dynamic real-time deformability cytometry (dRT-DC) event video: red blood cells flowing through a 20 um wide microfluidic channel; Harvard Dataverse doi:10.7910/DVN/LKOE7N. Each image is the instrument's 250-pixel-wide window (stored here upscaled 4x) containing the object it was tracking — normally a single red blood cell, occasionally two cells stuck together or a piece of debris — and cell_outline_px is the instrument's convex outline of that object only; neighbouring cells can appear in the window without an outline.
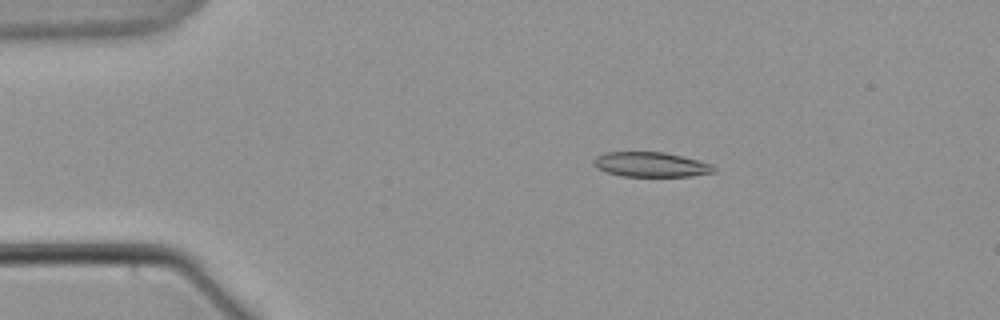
{"species": "common noctule bat (a hibernating species)", "species_latin": "Nyctalus noctula", "temperature_condition": "warm", "stored_images_in_passage": 6, "camera_frame_rate_fps": 3000, "um_per_image_px": 0.085, "animal": {"sex": "male", "body_mass_g": 21.5, "forearm_length_mm": 52.0}, "frame": {"image": 1, "passage_image": 4, "time_ms": 3.667, "image_size_px": [1000, 320], "cell_outline_px": [[716, 172], [692, 176], [620, 176], [596, 168], [592, 164], [592, 160], [596, 156], [604, 152], [664, 152], [712, 164], [716, 168]], "centroid_in_image_um": [55.29, 13.99], "position_along_channel_um": 29.7, "area_um2": 17.4}}